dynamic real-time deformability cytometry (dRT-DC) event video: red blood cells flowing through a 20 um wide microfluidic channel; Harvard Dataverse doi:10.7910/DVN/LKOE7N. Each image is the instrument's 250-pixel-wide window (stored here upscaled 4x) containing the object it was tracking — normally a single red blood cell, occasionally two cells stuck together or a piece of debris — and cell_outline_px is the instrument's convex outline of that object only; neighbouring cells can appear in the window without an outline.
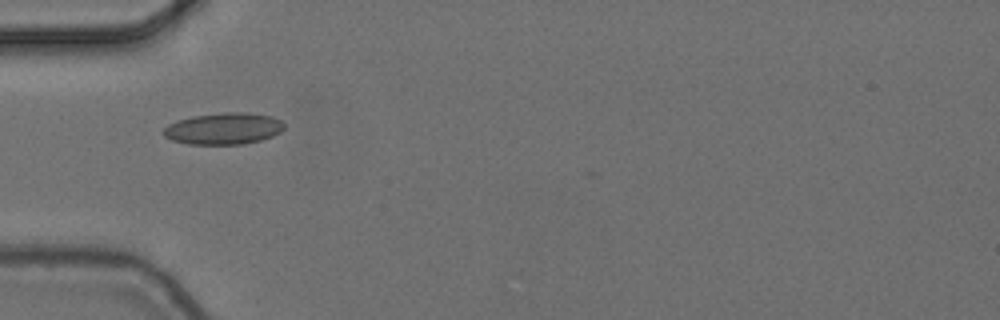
{"species": "common noctule bat (a hibernating species)", "species_latin": "Nyctalus noctula", "temperature_condition": "cold", "stored_images_in_passage": 2, "camera_frame_rate_fps": 3000, "um_per_image_px": 0.085, "animal": {"sex": "female", "body_mass_g": 24.6, "forearm_length_mm": 56.2}, "frame": {"image": 1, "passage_image": 1, "time_ms": 0.0, "image_size_px": [1000, 320], "cell_outline_px": [[284, 128], [280, 132], [272, 136], [260, 140], [244, 144], [188, 144], [172, 140], [164, 136], [164, 128], [168, 124], [192, 116], [224, 112], [244, 112], [272, 116], [280, 120], [284, 124]], "centroid_in_image_um": [19.02, 10.93], "position_along_channel_um": 66.0, "area_um2": 22.14}}
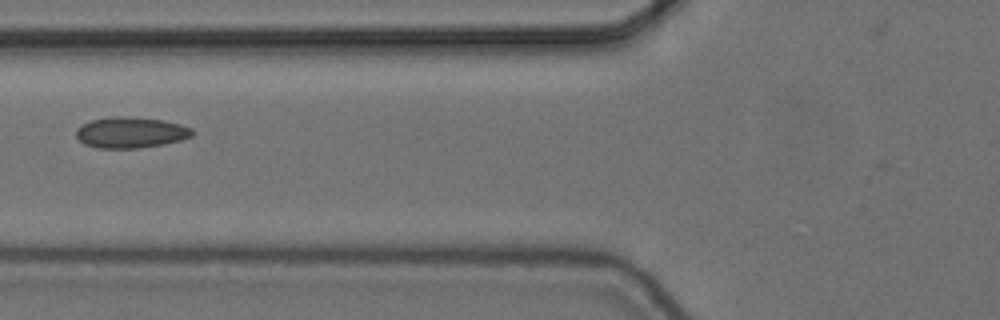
{"frame": {"image": 2, "passage_image": 2, "time_ms": 0.333, "image_size_px": [1000, 320], "cell_outline_px": [[196, 132], [192, 136], [180, 140], [164, 144], [140, 148], [96, 148], [84, 144], [76, 136], [76, 128], [80, 124], [92, 120], [112, 116], [124, 116], [160, 120], [180, 124], [192, 128]], "centroid_in_image_um": [11.09, 11.26], "position_along_channel_um": 114.7, "area_um2": 21.04}}